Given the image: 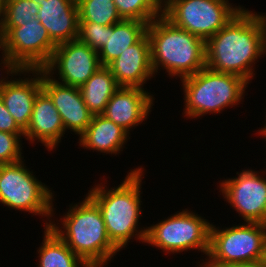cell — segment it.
I'll list each match as a JSON object with an SVG mask.
<instances>
[{
	"label": "cell",
	"instance_id": "d6986e66",
	"mask_svg": "<svg viewBox=\"0 0 266 267\" xmlns=\"http://www.w3.org/2000/svg\"><path fill=\"white\" fill-rule=\"evenodd\" d=\"M129 139L126 130L100 114L93 115L91 123L79 136L77 143L83 149L104 153L102 155L106 153L119 156Z\"/></svg>",
	"mask_w": 266,
	"mask_h": 267
},
{
	"label": "cell",
	"instance_id": "3957f363",
	"mask_svg": "<svg viewBox=\"0 0 266 267\" xmlns=\"http://www.w3.org/2000/svg\"><path fill=\"white\" fill-rule=\"evenodd\" d=\"M146 34L155 75L165 70L169 77L181 80L206 67V42L176 27L163 15L148 24Z\"/></svg>",
	"mask_w": 266,
	"mask_h": 267
},
{
	"label": "cell",
	"instance_id": "277c9868",
	"mask_svg": "<svg viewBox=\"0 0 266 267\" xmlns=\"http://www.w3.org/2000/svg\"><path fill=\"white\" fill-rule=\"evenodd\" d=\"M68 206L61 221L53 219L49 228L85 263L111 262L120 250L108 238L98 206L87 195Z\"/></svg>",
	"mask_w": 266,
	"mask_h": 267
},
{
	"label": "cell",
	"instance_id": "5bb4252c",
	"mask_svg": "<svg viewBox=\"0 0 266 267\" xmlns=\"http://www.w3.org/2000/svg\"><path fill=\"white\" fill-rule=\"evenodd\" d=\"M153 96L147 89L120 87L112 95L102 115L130 134L133 128L147 120L155 102Z\"/></svg>",
	"mask_w": 266,
	"mask_h": 267
},
{
	"label": "cell",
	"instance_id": "ba28073f",
	"mask_svg": "<svg viewBox=\"0 0 266 267\" xmlns=\"http://www.w3.org/2000/svg\"><path fill=\"white\" fill-rule=\"evenodd\" d=\"M204 218L190 209L177 211L147 227L144 243L161 249L165 255L198 250L206 259L212 223Z\"/></svg>",
	"mask_w": 266,
	"mask_h": 267
},
{
	"label": "cell",
	"instance_id": "2e32d148",
	"mask_svg": "<svg viewBox=\"0 0 266 267\" xmlns=\"http://www.w3.org/2000/svg\"><path fill=\"white\" fill-rule=\"evenodd\" d=\"M120 87L144 89L147 80L155 78L151 64L150 41L145 34L137 43L125 49L107 66Z\"/></svg>",
	"mask_w": 266,
	"mask_h": 267
},
{
	"label": "cell",
	"instance_id": "9a60e30c",
	"mask_svg": "<svg viewBox=\"0 0 266 267\" xmlns=\"http://www.w3.org/2000/svg\"><path fill=\"white\" fill-rule=\"evenodd\" d=\"M22 75L24 79L15 77L0 91V98L13 116L17 127L25 133L29 127L36 96L42 90L41 69H23Z\"/></svg>",
	"mask_w": 266,
	"mask_h": 267
},
{
	"label": "cell",
	"instance_id": "603a6c76",
	"mask_svg": "<svg viewBox=\"0 0 266 267\" xmlns=\"http://www.w3.org/2000/svg\"><path fill=\"white\" fill-rule=\"evenodd\" d=\"M77 6L79 22L110 26L123 20L113 0H77Z\"/></svg>",
	"mask_w": 266,
	"mask_h": 267
},
{
	"label": "cell",
	"instance_id": "d4e9b609",
	"mask_svg": "<svg viewBox=\"0 0 266 267\" xmlns=\"http://www.w3.org/2000/svg\"><path fill=\"white\" fill-rule=\"evenodd\" d=\"M39 5L31 0H3L0 27L23 26L37 17Z\"/></svg>",
	"mask_w": 266,
	"mask_h": 267
},
{
	"label": "cell",
	"instance_id": "30bf717a",
	"mask_svg": "<svg viewBox=\"0 0 266 267\" xmlns=\"http://www.w3.org/2000/svg\"><path fill=\"white\" fill-rule=\"evenodd\" d=\"M56 46L37 17L23 26L0 27V51L13 58L22 69H43Z\"/></svg>",
	"mask_w": 266,
	"mask_h": 267
},
{
	"label": "cell",
	"instance_id": "6da1fadb",
	"mask_svg": "<svg viewBox=\"0 0 266 267\" xmlns=\"http://www.w3.org/2000/svg\"><path fill=\"white\" fill-rule=\"evenodd\" d=\"M205 51L206 67L239 75L250 84L256 75L255 64L266 55L264 14L243 7L206 41Z\"/></svg>",
	"mask_w": 266,
	"mask_h": 267
},
{
	"label": "cell",
	"instance_id": "e0dca14e",
	"mask_svg": "<svg viewBox=\"0 0 266 267\" xmlns=\"http://www.w3.org/2000/svg\"><path fill=\"white\" fill-rule=\"evenodd\" d=\"M65 132L58 110L50 97L41 90L36 96L24 138L29 143L40 142L48 151H53L57 146L59 147Z\"/></svg>",
	"mask_w": 266,
	"mask_h": 267
},
{
	"label": "cell",
	"instance_id": "f1b7e54d",
	"mask_svg": "<svg viewBox=\"0 0 266 267\" xmlns=\"http://www.w3.org/2000/svg\"><path fill=\"white\" fill-rule=\"evenodd\" d=\"M0 131L12 134H24L16 125L13 116L7 110L0 98Z\"/></svg>",
	"mask_w": 266,
	"mask_h": 267
},
{
	"label": "cell",
	"instance_id": "4316f807",
	"mask_svg": "<svg viewBox=\"0 0 266 267\" xmlns=\"http://www.w3.org/2000/svg\"><path fill=\"white\" fill-rule=\"evenodd\" d=\"M107 26L95 22H79L78 40L97 52L105 45Z\"/></svg>",
	"mask_w": 266,
	"mask_h": 267
},
{
	"label": "cell",
	"instance_id": "836d02e7",
	"mask_svg": "<svg viewBox=\"0 0 266 267\" xmlns=\"http://www.w3.org/2000/svg\"><path fill=\"white\" fill-rule=\"evenodd\" d=\"M31 1L36 2L38 5H40L41 3V0H31Z\"/></svg>",
	"mask_w": 266,
	"mask_h": 267
},
{
	"label": "cell",
	"instance_id": "7402d4cb",
	"mask_svg": "<svg viewBox=\"0 0 266 267\" xmlns=\"http://www.w3.org/2000/svg\"><path fill=\"white\" fill-rule=\"evenodd\" d=\"M43 229L44 238L37 247V267H85L86 263L56 233L49 227Z\"/></svg>",
	"mask_w": 266,
	"mask_h": 267
},
{
	"label": "cell",
	"instance_id": "83f0119b",
	"mask_svg": "<svg viewBox=\"0 0 266 267\" xmlns=\"http://www.w3.org/2000/svg\"><path fill=\"white\" fill-rule=\"evenodd\" d=\"M1 58H0V70L1 76H0V91L15 77V76H22V68L21 66L8 54L1 52ZM2 65V66H1ZM5 70V71H4ZM5 74H3V73ZM4 77H3V75ZM8 76H11L12 78H9ZM14 76V77H13Z\"/></svg>",
	"mask_w": 266,
	"mask_h": 267
},
{
	"label": "cell",
	"instance_id": "d6a6232c",
	"mask_svg": "<svg viewBox=\"0 0 266 267\" xmlns=\"http://www.w3.org/2000/svg\"><path fill=\"white\" fill-rule=\"evenodd\" d=\"M2 8H3V0H0V23L2 19Z\"/></svg>",
	"mask_w": 266,
	"mask_h": 267
},
{
	"label": "cell",
	"instance_id": "f546056e",
	"mask_svg": "<svg viewBox=\"0 0 266 267\" xmlns=\"http://www.w3.org/2000/svg\"><path fill=\"white\" fill-rule=\"evenodd\" d=\"M206 267H266V259L262 261H255L249 263L226 264L223 266H206Z\"/></svg>",
	"mask_w": 266,
	"mask_h": 267
},
{
	"label": "cell",
	"instance_id": "52a82bcc",
	"mask_svg": "<svg viewBox=\"0 0 266 267\" xmlns=\"http://www.w3.org/2000/svg\"><path fill=\"white\" fill-rule=\"evenodd\" d=\"M211 224L205 266L249 263L266 259V224L247 223L219 228ZM222 228V229H221Z\"/></svg>",
	"mask_w": 266,
	"mask_h": 267
},
{
	"label": "cell",
	"instance_id": "7c38bea8",
	"mask_svg": "<svg viewBox=\"0 0 266 267\" xmlns=\"http://www.w3.org/2000/svg\"><path fill=\"white\" fill-rule=\"evenodd\" d=\"M100 67L98 52L77 39L58 44L43 70L55 81L79 88Z\"/></svg>",
	"mask_w": 266,
	"mask_h": 267
},
{
	"label": "cell",
	"instance_id": "4fadbf2b",
	"mask_svg": "<svg viewBox=\"0 0 266 267\" xmlns=\"http://www.w3.org/2000/svg\"><path fill=\"white\" fill-rule=\"evenodd\" d=\"M41 87L58 110L65 131L79 137L91 123L93 114L89 111L78 87L65 85L52 79L41 69Z\"/></svg>",
	"mask_w": 266,
	"mask_h": 267
},
{
	"label": "cell",
	"instance_id": "4dcf8cb0",
	"mask_svg": "<svg viewBox=\"0 0 266 267\" xmlns=\"http://www.w3.org/2000/svg\"><path fill=\"white\" fill-rule=\"evenodd\" d=\"M265 110H266V108H265ZM265 117H266V114H265ZM264 123H265L264 124V127L259 128L260 130H257L258 131L257 132L258 133L257 135L262 136V138L264 139V141H266V118L264 120Z\"/></svg>",
	"mask_w": 266,
	"mask_h": 267
},
{
	"label": "cell",
	"instance_id": "5b68a950",
	"mask_svg": "<svg viewBox=\"0 0 266 267\" xmlns=\"http://www.w3.org/2000/svg\"><path fill=\"white\" fill-rule=\"evenodd\" d=\"M180 83L184 94L182 114L194 120L207 114H220L226 108L243 104L249 85L239 75L217 72L208 67L181 79Z\"/></svg>",
	"mask_w": 266,
	"mask_h": 267
},
{
	"label": "cell",
	"instance_id": "1f68e13d",
	"mask_svg": "<svg viewBox=\"0 0 266 267\" xmlns=\"http://www.w3.org/2000/svg\"><path fill=\"white\" fill-rule=\"evenodd\" d=\"M108 263H86L85 267H105Z\"/></svg>",
	"mask_w": 266,
	"mask_h": 267
},
{
	"label": "cell",
	"instance_id": "8fae6325",
	"mask_svg": "<svg viewBox=\"0 0 266 267\" xmlns=\"http://www.w3.org/2000/svg\"><path fill=\"white\" fill-rule=\"evenodd\" d=\"M262 170L245 168L237 177L219 181L220 195L247 223L266 224V169Z\"/></svg>",
	"mask_w": 266,
	"mask_h": 267
},
{
	"label": "cell",
	"instance_id": "8992f818",
	"mask_svg": "<svg viewBox=\"0 0 266 267\" xmlns=\"http://www.w3.org/2000/svg\"><path fill=\"white\" fill-rule=\"evenodd\" d=\"M48 187L26 166L25 159L0 165V204L8 210L46 217L44 228L50 226L56 214L55 193Z\"/></svg>",
	"mask_w": 266,
	"mask_h": 267
},
{
	"label": "cell",
	"instance_id": "484cf974",
	"mask_svg": "<svg viewBox=\"0 0 266 267\" xmlns=\"http://www.w3.org/2000/svg\"><path fill=\"white\" fill-rule=\"evenodd\" d=\"M24 134L0 131V165L15 163L24 159L22 139ZM22 146V147H21Z\"/></svg>",
	"mask_w": 266,
	"mask_h": 267
},
{
	"label": "cell",
	"instance_id": "cb8c5ba5",
	"mask_svg": "<svg viewBox=\"0 0 266 267\" xmlns=\"http://www.w3.org/2000/svg\"><path fill=\"white\" fill-rule=\"evenodd\" d=\"M122 19L149 24L163 15V0H113Z\"/></svg>",
	"mask_w": 266,
	"mask_h": 267
},
{
	"label": "cell",
	"instance_id": "9c48e42d",
	"mask_svg": "<svg viewBox=\"0 0 266 267\" xmlns=\"http://www.w3.org/2000/svg\"><path fill=\"white\" fill-rule=\"evenodd\" d=\"M232 4L229 0H163V16L206 42L244 7Z\"/></svg>",
	"mask_w": 266,
	"mask_h": 267
},
{
	"label": "cell",
	"instance_id": "ac0fdd59",
	"mask_svg": "<svg viewBox=\"0 0 266 267\" xmlns=\"http://www.w3.org/2000/svg\"><path fill=\"white\" fill-rule=\"evenodd\" d=\"M37 18L56 45L78 39L77 0H41Z\"/></svg>",
	"mask_w": 266,
	"mask_h": 267
},
{
	"label": "cell",
	"instance_id": "44dd1931",
	"mask_svg": "<svg viewBox=\"0 0 266 267\" xmlns=\"http://www.w3.org/2000/svg\"><path fill=\"white\" fill-rule=\"evenodd\" d=\"M119 88L111 70L107 66H101L79 90L89 111L93 115H100Z\"/></svg>",
	"mask_w": 266,
	"mask_h": 267
},
{
	"label": "cell",
	"instance_id": "7a4b0ae2",
	"mask_svg": "<svg viewBox=\"0 0 266 267\" xmlns=\"http://www.w3.org/2000/svg\"><path fill=\"white\" fill-rule=\"evenodd\" d=\"M126 177L116 187L109 189L107 180L88 190L86 194L100 209L108 238L122 251L133 238L145 242L146 227H139L142 208V180L144 168L138 166L130 169Z\"/></svg>",
	"mask_w": 266,
	"mask_h": 267
},
{
	"label": "cell",
	"instance_id": "e575fe53",
	"mask_svg": "<svg viewBox=\"0 0 266 267\" xmlns=\"http://www.w3.org/2000/svg\"><path fill=\"white\" fill-rule=\"evenodd\" d=\"M199 263V264H198ZM197 263V267H206L204 264H201L200 262Z\"/></svg>",
	"mask_w": 266,
	"mask_h": 267
},
{
	"label": "cell",
	"instance_id": "ffe728a7",
	"mask_svg": "<svg viewBox=\"0 0 266 267\" xmlns=\"http://www.w3.org/2000/svg\"><path fill=\"white\" fill-rule=\"evenodd\" d=\"M148 24L138 20H126L107 26L105 45L98 51L101 66H108L128 47L137 43L147 31Z\"/></svg>",
	"mask_w": 266,
	"mask_h": 267
}]
</instances>
